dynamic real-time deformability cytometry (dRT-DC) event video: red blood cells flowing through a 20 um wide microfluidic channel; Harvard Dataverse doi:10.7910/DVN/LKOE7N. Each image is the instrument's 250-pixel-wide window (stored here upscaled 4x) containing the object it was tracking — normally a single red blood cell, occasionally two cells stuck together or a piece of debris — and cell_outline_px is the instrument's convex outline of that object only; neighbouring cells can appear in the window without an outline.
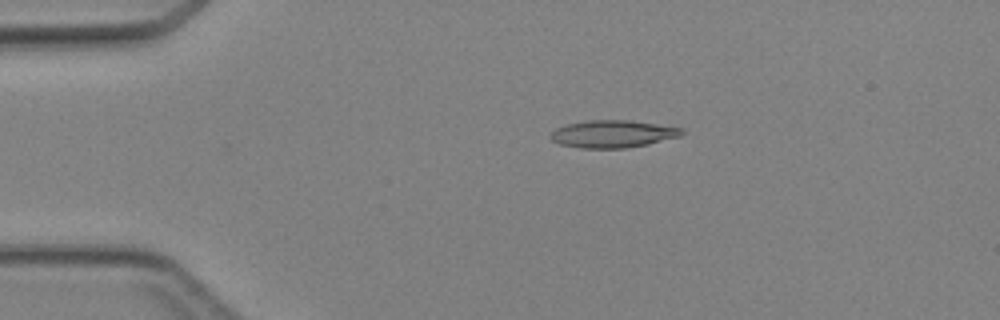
{"species": "Egyptian fruit bat (a non-hibernating species)", "species_latin": "Rousettus aegyptiacus", "temperature_condition": "cold", "stored_images_in_passage": 4, "camera_frame_rate_fps": 3000, "um_per_image_px": 0.085, "animal": {"sex": "female"}, "frame": {"image": 1, "passage_image": 3, "time_ms": 2.333, "image_size_px": [1000, 320], "cell_outline_px": [[684, 132], [680, 136], [648, 144], [624, 148], [580, 148], [560, 144], [552, 140], [548, 136], [556, 128], [568, 124], [588, 120], [632, 120], [684, 128]], "centroid_in_image_um": [52.09, 11.38], "position_along_channel_um": 32.9, "area_um2": 20.98}}